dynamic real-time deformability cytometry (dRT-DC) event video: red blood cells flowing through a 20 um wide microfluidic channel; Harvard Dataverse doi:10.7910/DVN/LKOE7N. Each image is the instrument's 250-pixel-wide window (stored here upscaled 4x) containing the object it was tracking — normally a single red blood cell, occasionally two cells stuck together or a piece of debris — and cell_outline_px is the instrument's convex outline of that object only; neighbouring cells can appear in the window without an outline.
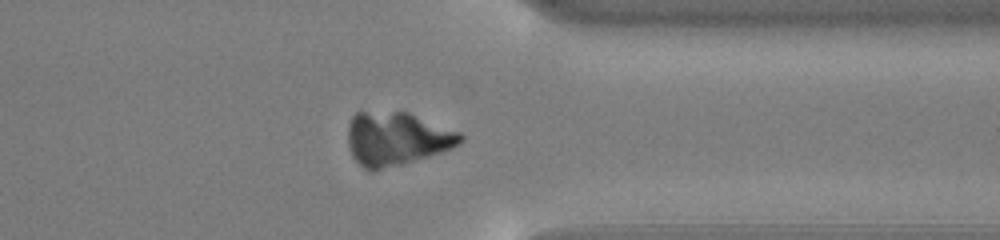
{"species": "common noctule bat (a hibernating species)", "species_latin": "Nyctalus noctula", "temperature_condition": "cold", "stored_images_in_passage": 51, "camera_frame_rate_fps": 3000, "um_per_image_px": 0.085, "animal": {"sex": "male", "body_mass_g": 13.0, "forearm_length_mm": 53.1}, "frame": {"image": 1, "passage_image": 40, "time_ms": 13.0, "image_size_px": [1000, 240], "cell_outline_px": [[464, 140], [460, 144], [452, 148], [428, 156], [372, 172], [368, 172], [352, 156], [348, 148], [348, 124], [352, 116], [356, 112], [408, 112], [460, 132], [464, 136]], "centroid_in_image_um": [33.7, 11.79], "position_along_channel_um": 377.7, "area_um2": 35.03}}
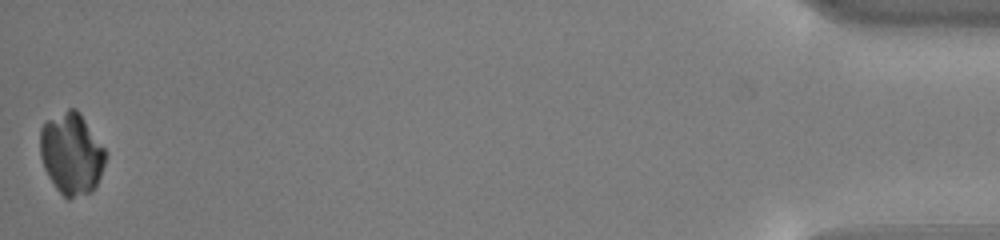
{"frame": {"image": 2, "passage_image": 51, "time_ms": 16.667, "image_size_px": [1000, 240], "cell_outline_px": [[108, 156], [100, 176], [92, 192], [68, 200], [56, 188], [48, 176], [44, 168], [40, 156], [40, 128], [44, 120], [68, 108], [76, 108], [80, 112], [108, 152]], "centroid_in_image_um": [6.08, 13.03], "position_along_channel_um": 429.1, "area_um2": 31.73}}